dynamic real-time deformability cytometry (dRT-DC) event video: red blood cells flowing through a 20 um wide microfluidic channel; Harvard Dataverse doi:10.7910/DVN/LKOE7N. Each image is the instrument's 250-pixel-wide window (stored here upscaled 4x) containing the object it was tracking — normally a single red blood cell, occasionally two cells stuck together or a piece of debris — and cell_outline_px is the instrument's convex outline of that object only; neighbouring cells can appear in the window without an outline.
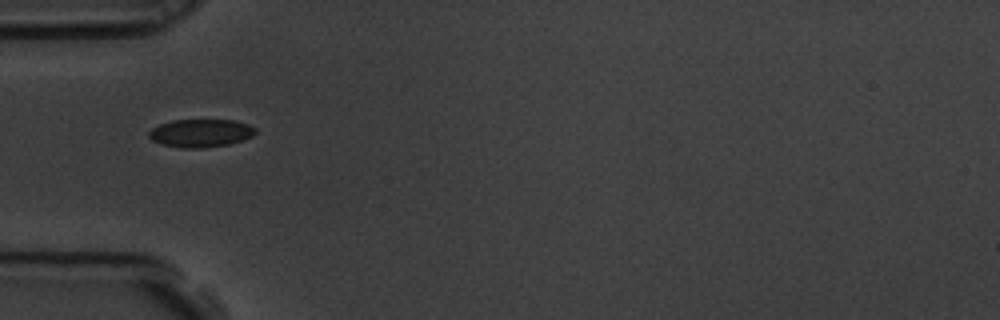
{"species": "common noctule bat (a hibernating species)", "species_latin": "Nyctalus noctula", "temperature_condition": "room temperature", "stored_images_in_passage": 11, "camera_frame_rate_fps": 3000, "um_per_image_px": 0.085, "animal": {"sex": "male", "body_mass_g": 19.5, "forearm_length_mm": 54.6}, "frame": {"image": 1, "passage_image": 1, "time_ms": 0.0, "image_size_px": [1000, 320], "cell_outline_px": [[256, 132], [252, 136], [228, 144], [200, 148], [180, 148], [164, 144], [152, 140], [148, 136], [148, 132], [152, 128], [160, 124], [172, 120], [232, 120], [248, 124], [256, 128]], "centroid_in_image_um": [17.04, 11.3], "position_along_channel_um": 68.0, "area_um2": 17.22}}
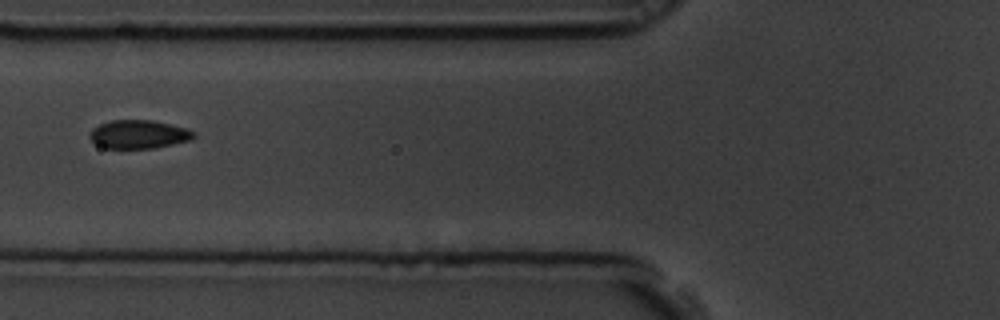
{"frame": {"image": 2, "passage_image": 2, "time_ms": 0.333, "image_size_px": [1000, 320], "cell_outline_px": [[196, 136], [188, 140], [172, 144], [152, 148], [104, 148], [96, 144], [92, 140], [92, 128], [100, 124], [112, 120], [152, 120], [188, 128], [196, 132]], "centroid_in_image_um": [11.83, 11.41], "position_along_channel_um": 114.0, "area_um2": 17.05}}
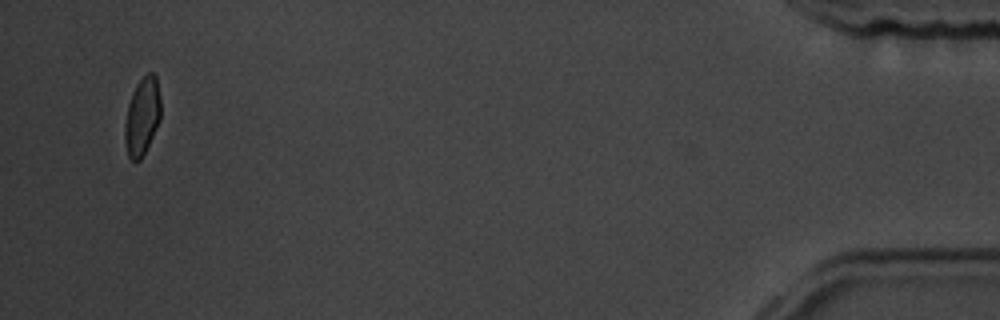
{"frame": {"image": 3, "passage_image": 11, "time_ms": 3.333, "image_size_px": [1000, 320], "cell_outline_px": [[160, 120], [140, 160], [132, 160], [128, 156], [124, 140], [124, 124], [128, 104], [132, 92], [136, 84], [148, 72], [152, 72], [156, 76], [160, 96]], "centroid_in_image_um": [12.07, 9.86], "position_along_channel_um": 423.1, "area_um2": 16.18}}